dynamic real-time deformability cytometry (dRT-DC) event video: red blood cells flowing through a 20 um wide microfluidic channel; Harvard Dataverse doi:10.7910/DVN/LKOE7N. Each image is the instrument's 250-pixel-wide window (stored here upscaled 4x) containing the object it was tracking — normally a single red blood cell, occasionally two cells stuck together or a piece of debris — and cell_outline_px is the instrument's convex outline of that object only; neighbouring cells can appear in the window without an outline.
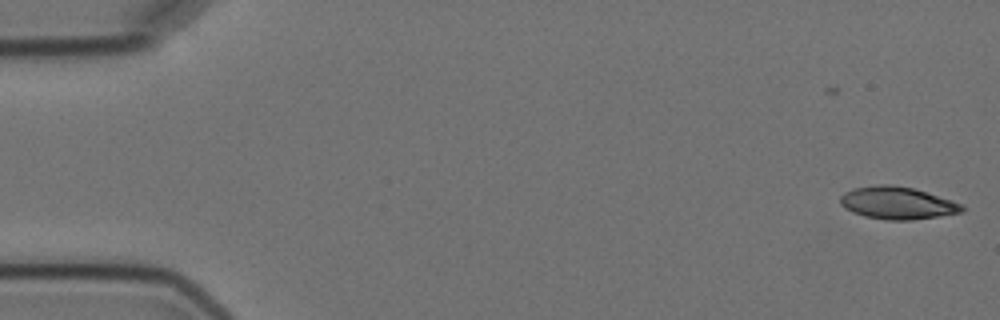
{"species": "Egyptian fruit bat (a non-hibernating species)", "species_latin": "Rousettus aegyptiacus", "temperature_condition": "cold", "stored_images_in_passage": 5, "camera_frame_rate_fps": 3000, "um_per_image_px": 0.085, "animal": {"sex": "female"}, "frame": {"image": 1, "passage_image": 1, "time_ms": 0.0, "image_size_px": [1000, 320], "cell_outline_px": [[964, 208], [960, 212], [912, 220], [888, 220], [864, 216], [852, 212], [844, 208], [840, 204], [840, 196], [844, 192], [852, 188], [880, 184], [892, 184], [912, 188], [952, 200], [964, 204]], "centroid_in_image_um": [76.22, 17.24], "position_along_channel_um": 8.8, "area_um2": 22.95}}
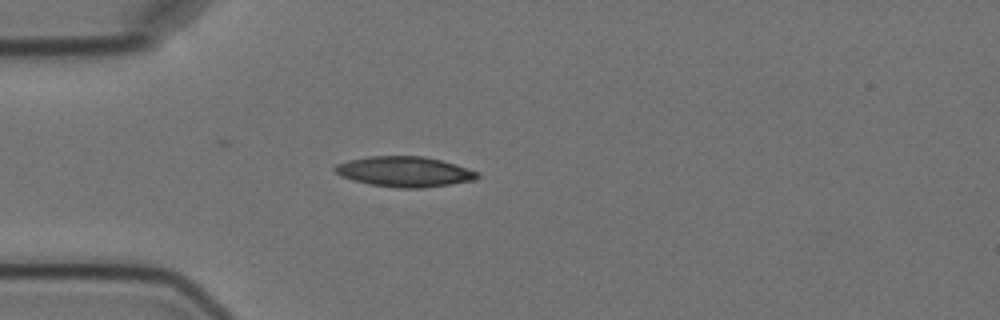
{"frame": {"image": 2, "passage_image": 4, "time_ms": 4.667, "image_size_px": [1000, 320], "cell_outline_px": [[480, 176], [476, 180], [424, 188], [400, 188], [372, 184], [352, 180], [340, 176], [332, 168], [336, 164], [348, 160], [368, 156], [424, 156], [456, 164], [480, 172]], "centroid_in_image_um": [34.4, 14.59], "position_along_channel_um": 50.6, "area_um2": 25.26}}